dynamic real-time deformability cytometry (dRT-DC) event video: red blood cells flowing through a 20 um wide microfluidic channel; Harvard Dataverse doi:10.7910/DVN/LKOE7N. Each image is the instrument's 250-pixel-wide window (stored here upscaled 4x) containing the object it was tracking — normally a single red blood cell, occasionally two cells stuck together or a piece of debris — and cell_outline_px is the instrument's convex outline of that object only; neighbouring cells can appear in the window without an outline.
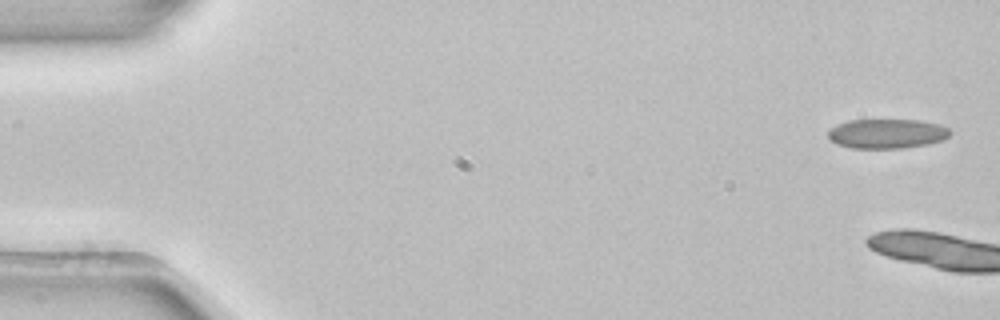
{"species": "common noctule bat (a hibernating species)", "species_latin": "Nyctalus noctula", "temperature_condition": "room temperature", "stored_images_in_passage": 7, "camera_frame_rate_fps": 3000, "um_per_image_px": 0.085, "animal": {"sex": "female", "body_mass_g": 22.7, "forearm_length_mm": 54.2}, "frame": {"image": 1, "passage_image": 1, "time_ms": 0.0, "image_size_px": [1000, 320], "cell_outline_px": [[952, 132], [944, 140], [928, 144], [904, 148], [852, 148], [836, 144], [828, 136], [828, 132], [832, 128], [848, 120], [920, 120], [940, 124], [948, 128]], "centroid_in_image_um": [75.44, 11.36], "position_along_channel_um": 9.6, "area_um2": 20.98}}
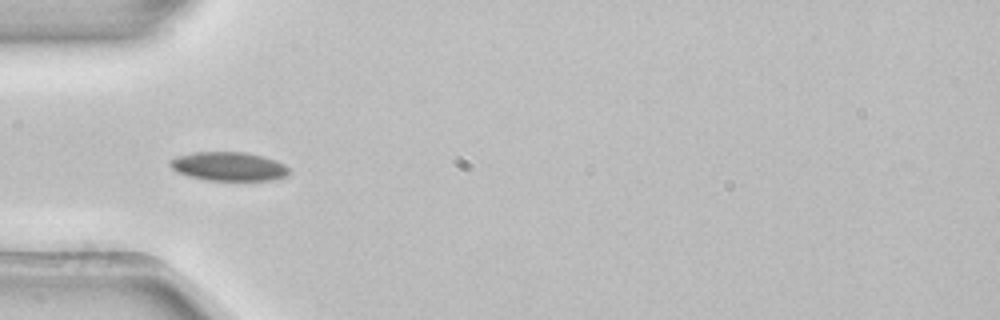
{"frame": {"image": 2, "passage_image": 5, "time_ms": 1.333, "image_size_px": [1000, 320], "cell_outline_px": [[288, 176], [272, 180], [208, 180], [188, 176], [176, 172], [168, 164], [168, 160], [176, 156], [192, 152], [244, 152], [264, 156], [276, 160], [284, 164], [288, 168]], "centroid_in_image_um": [19.41, 14.14], "position_along_channel_um": 65.6, "area_um2": 20.17}}